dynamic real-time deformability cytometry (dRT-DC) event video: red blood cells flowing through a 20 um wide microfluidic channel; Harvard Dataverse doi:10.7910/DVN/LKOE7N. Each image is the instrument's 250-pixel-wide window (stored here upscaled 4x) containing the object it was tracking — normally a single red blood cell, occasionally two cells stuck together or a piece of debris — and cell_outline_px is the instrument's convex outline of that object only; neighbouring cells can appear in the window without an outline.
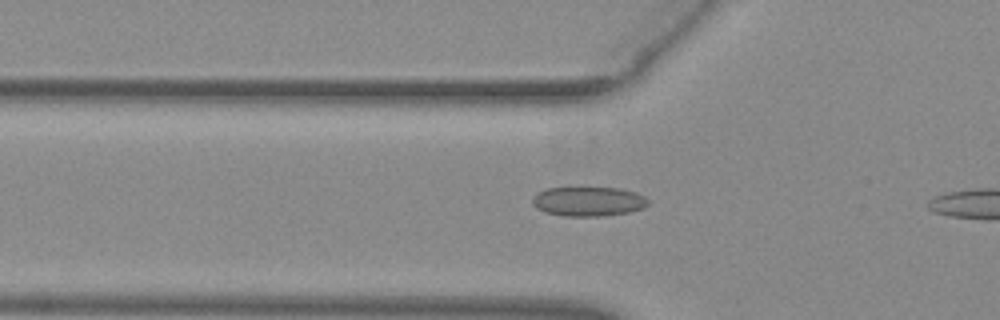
{"species": "common noctule bat (a hibernating species)", "species_latin": "Nyctalus noctula", "temperature_condition": "warm", "stored_images_in_passage": 35, "camera_frame_rate_fps": 3000, "um_per_image_px": 0.085, "animal": {"sex": "female", "body_mass_g": 29.2, "forearm_length_mm": 56.3}, "frame": {"image": 1, "passage_image": 10, "time_ms": 3.0, "image_size_px": [1000, 320], "cell_outline_px": [[648, 204], [644, 208], [628, 212], [600, 216], [564, 216], [548, 212], [536, 208], [532, 204], [532, 196], [548, 188], [580, 184], [620, 188], [636, 192], [644, 196], [648, 200]], "centroid_in_image_um": [50.0, 17.06], "position_along_channel_um": 75.8, "area_um2": 20.75}}
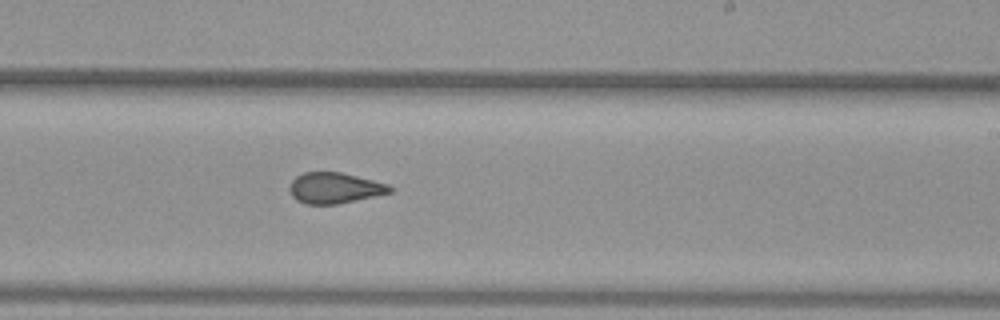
{"frame": {"image": 2, "passage_image": 24, "time_ms": 7.667, "image_size_px": [1000, 320], "cell_outline_px": [[396, 188], [392, 192], [356, 200], [336, 204], [304, 204], [296, 200], [292, 196], [288, 188], [292, 180], [296, 176], [304, 172], [340, 172], [388, 184]], "centroid_in_image_um": [28.43, 15.98], "position_along_channel_um": 260.6, "area_um2": 18.03}}
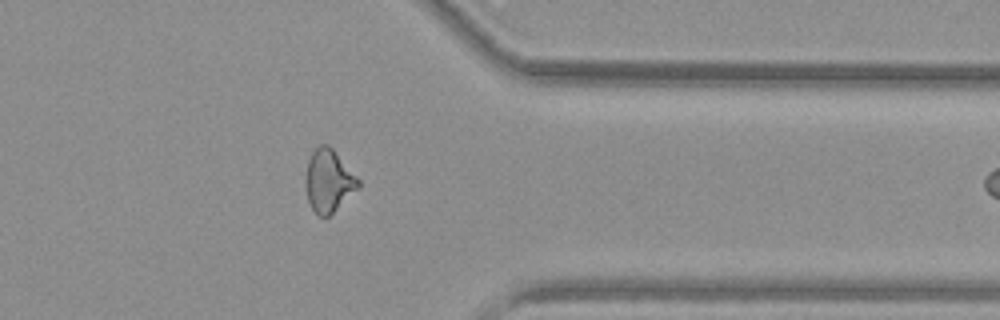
{"frame": {"image": 3, "passage_image": 34, "time_ms": 11.0, "image_size_px": [1000, 320], "cell_outline_px": [[360, 188], [328, 216], [316, 216], [308, 200], [304, 180], [304, 176], [308, 160], [312, 152], [320, 144], [328, 144], [332, 148], [360, 180]], "centroid_in_image_um": [27.92, 15.37], "position_along_channel_um": 383.5, "area_um2": 19.31}}